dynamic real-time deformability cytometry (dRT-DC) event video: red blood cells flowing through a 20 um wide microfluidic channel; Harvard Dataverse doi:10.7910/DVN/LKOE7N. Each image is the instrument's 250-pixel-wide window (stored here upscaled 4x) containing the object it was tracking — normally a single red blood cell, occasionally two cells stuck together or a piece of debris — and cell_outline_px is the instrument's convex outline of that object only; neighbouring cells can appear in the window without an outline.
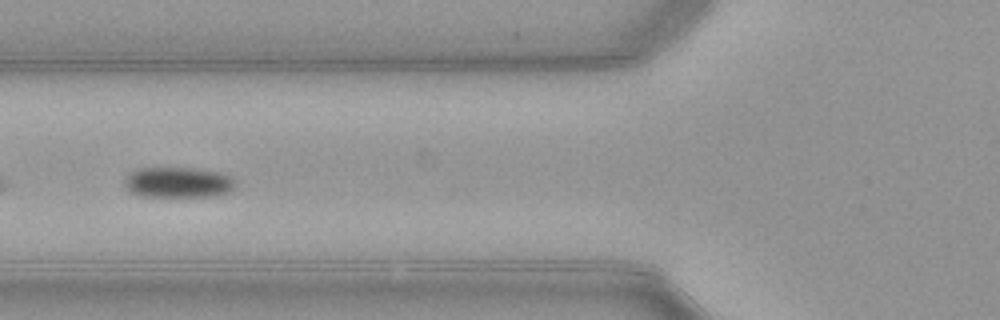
{"species": "common noctule bat (a hibernating species)", "species_latin": "Nyctalus noctula", "temperature_condition": "warm", "stored_images_in_passage": 20, "camera_frame_rate_fps": 3000, "um_per_image_px": 0.085, "animal": {"sex": "female", "body_mass_g": 21.9}, "frame": {"image": 1, "passage_image": 6, "time_ms": 1.667, "image_size_px": [1000, 320], "cell_outline_px": [[236, 184], [228, 192], [216, 196], [140, 196], [132, 192], [124, 184], [124, 176], [140, 168], [192, 168], [216, 172], [232, 176], [236, 180]], "centroid_in_image_um": [15.15, 15.5], "position_along_channel_um": 110.7, "area_um2": 19.65}}
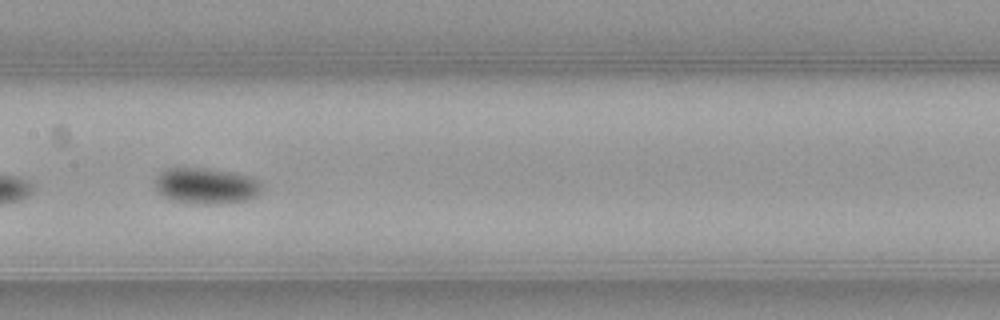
{"frame": {"image": 2, "passage_image": 12, "time_ms": 3.667, "image_size_px": [1000, 320], "cell_outline_px": [[264, 188], [256, 196], [244, 200], [216, 204], [196, 204], [172, 200], [164, 196], [156, 188], [156, 180], [168, 168], [208, 168], [232, 172], [252, 176]], "centroid_in_image_um": [17.57, 15.8], "position_along_channel_um": 189.8, "area_um2": 22.14}}
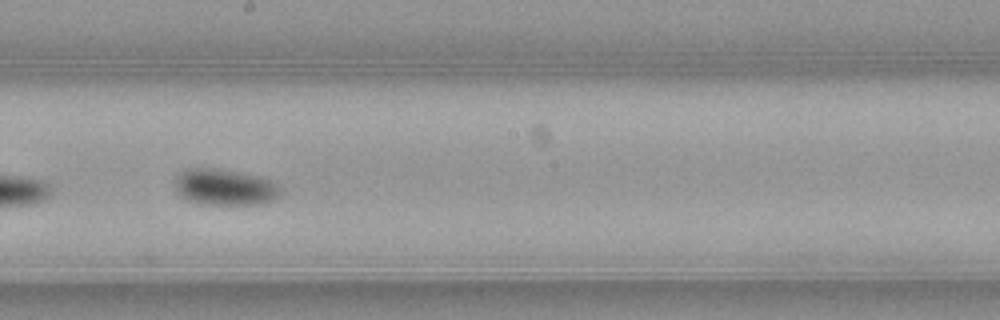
{"frame": {"image": 3, "passage_image": 15, "time_ms": 4.667, "image_size_px": [1000, 320], "cell_outline_px": [[280, 196], [264, 204], [196, 204], [188, 200], [176, 192], [176, 176], [180, 172], [188, 168], [212, 168], [260, 176], [272, 180], [280, 188]], "centroid_in_image_um": [19.11, 15.92], "position_along_channel_um": 229.1, "area_um2": 22.31}}